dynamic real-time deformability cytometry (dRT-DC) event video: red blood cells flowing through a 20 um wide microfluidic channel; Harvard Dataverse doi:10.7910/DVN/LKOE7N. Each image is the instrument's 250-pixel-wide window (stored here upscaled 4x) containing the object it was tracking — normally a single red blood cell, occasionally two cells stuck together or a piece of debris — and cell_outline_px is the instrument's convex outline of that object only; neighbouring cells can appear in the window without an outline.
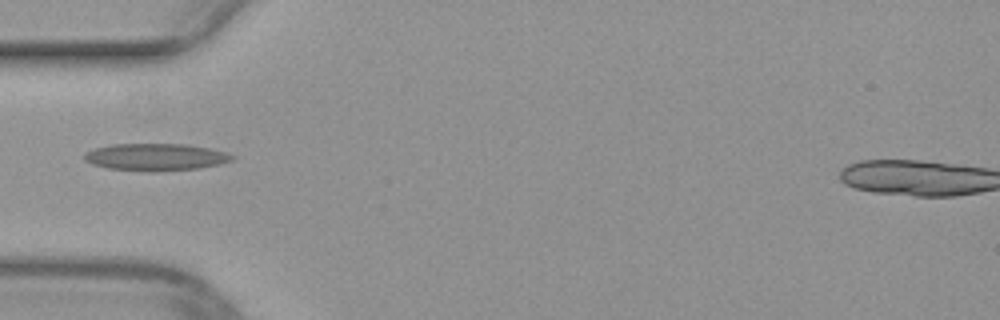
{"species": "common noctule bat (a hibernating species)", "species_latin": "Nyctalus noctula", "temperature_condition": "warm", "stored_images_in_passage": 32, "camera_frame_rate_fps": 3000, "um_per_image_px": 0.085, "animal": {"sex": "female", "body_mass_g": 29.2, "forearm_length_mm": 56.3}, "frame": {"image": 1, "passage_image": 1, "time_ms": 0.0, "image_size_px": [1000, 320], "cell_outline_px": [[236, 156], [232, 160], [220, 164], [200, 168], [152, 172], [148, 172], [108, 168], [92, 164], [84, 160], [84, 152], [96, 148], [112, 144], [188, 144], [228, 152]], "centroid_in_image_um": [13.25, 13.35], "position_along_channel_um": 71.7, "area_um2": 23.58}}
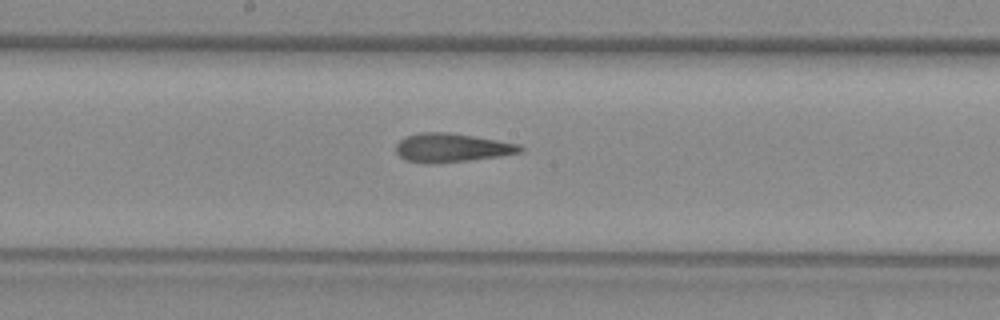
{"frame": {"image": 2, "passage_image": 11, "time_ms": 3.333, "image_size_px": [1000, 320], "cell_outline_px": [[524, 148], [520, 152], [500, 156], [468, 160], [404, 160], [396, 152], [396, 144], [404, 136], [420, 132], [448, 132], [520, 144]], "centroid_in_image_um": [38.42, 12.5], "position_along_channel_um": 209.8, "area_um2": 19.83}}
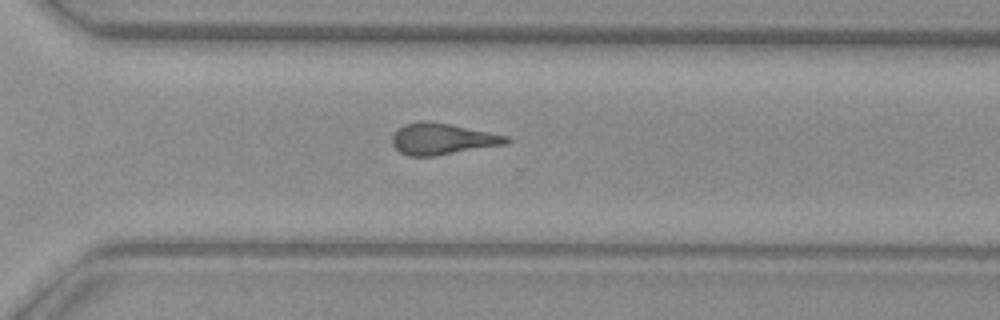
{"frame": {"image": 3, "passage_image": 20, "time_ms": 6.333, "image_size_px": [1000, 320], "cell_outline_px": [[512, 140], [508, 144], [436, 156], [408, 156], [400, 152], [392, 144], [392, 136], [404, 124], [420, 120], [424, 120], [448, 124], [508, 136]], "centroid_in_image_um": [37.61, 11.82], "position_along_channel_um": 333.0, "area_um2": 20.81}}